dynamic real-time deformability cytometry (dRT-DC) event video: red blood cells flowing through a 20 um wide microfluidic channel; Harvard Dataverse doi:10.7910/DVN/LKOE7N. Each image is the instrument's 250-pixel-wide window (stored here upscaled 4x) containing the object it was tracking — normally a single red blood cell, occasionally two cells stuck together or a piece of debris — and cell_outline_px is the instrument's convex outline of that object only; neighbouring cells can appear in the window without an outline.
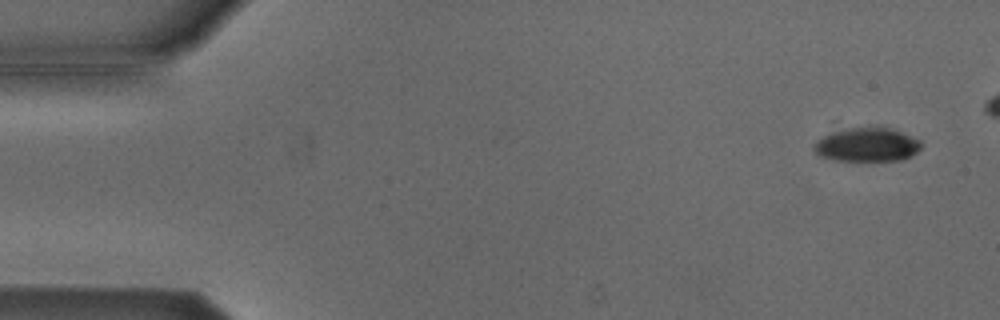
{"species": "Egyptian fruit bat (a non-hibernating species)", "species_latin": "Rousettus aegyptiacus", "temperature_condition": "cold", "stored_images_in_passage": 6, "segment_of_instrument_passage": [2, 2], "camera_frame_rate_fps": 3000, "um_per_image_px": 0.085, "animal": {"sex": "male"}, "frame": {"image": 1, "passage_image": 6, "time_ms": 1.667, "image_size_px": [1000, 320], "cell_outline_px": [[920, 148], [912, 156], [904, 160], [832, 160], [816, 156], [812, 152], [812, 144], [832, 120], [892, 128], [920, 140]], "centroid_in_image_um": [73.41, 12.15], "position_along_channel_um": 11.6, "area_um2": 23.93}}